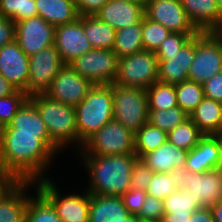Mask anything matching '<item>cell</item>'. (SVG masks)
<instances>
[{
	"label": "cell",
	"mask_w": 222,
	"mask_h": 222,
	"mask_svg": "<svg viewBox=\"0 0 222 222\" xmlns=\"http://www.w3.org/2000/svg\"><path fill=\"white\" fill-rule=\"evenodd\" d=\"M55 155L38 134L0 133V166L19 182L45 179Z\"/></svg>",
	"instance_id": "obj_1"
},
{
	"label": "cell",
	"mask_w": 222,
	"mask_h": 222,
	"mask_svg": "<svg viewBox=\"0 0 222 222\" xmlns=\"http://www.w3.org/2000/svg\"><path fill=\"white\" fill-rule=\"evenodd\" d=\"M89 174L90 194L122 196L130 188L135 153L110 156H80Z\"/></svg>",
	"instance_id": "obj_2"
},
{
	"label": "cell",
	"mask_w": 222,
	"mask_h": 222,
	"mask_svg": "<svg viewBox=\"0 0 222 222\" xmlns=\"http://www.w3.org/2000/svg\"><path fill=\"white\" fill-rule=\"evenodd\" d=\"M46 125L50 140L61 150L68 144L78 145L75 107L36 94L29 97Z\"/></svg>",
	"instance_id": "obj_3"
},
{
	"label": "cell",
	"mask_w": 222,
	"mask_h": 222,
	"mask_svg": "<svg viewBox=\"0 0 222 222\" xmlns=\"http://www.w3.org/2000/svg\"><path fill=\"white\" fill-rule=\"evenodd\" d=\"M78 149L96 131L113 119V96L110 85H93L86 97L75 106Z\"/></svg>",
	"instance_id": "obj_4"
},
{
	"label": "cell",
	"mask_w": 222,
	"mask_h": 222,
	"mask_svg": "<svg viewBox=\"0 0 222 222\" xmlns=\"http://www.w3.org/2000/svg\"><path fill=\"white\" fill-rule=\"evenodd\" d=\"M109 85L112 87L113 119L135 134L148 122L146 90L116 83Z\"/></svg>",
	"instance_id": "obj_5"
},
{
	"label": "cell",
	"mask_w": 222,
	"mask_h": 222,
	"mask_svg": "<svg viewBox=\"0 0 222 222\" xmlns=\"http://www.w3.org/2000/svg\"><path fill=\"white\" fill-rule=\"evenodd\" d=\"M134 141V133L112 119L83 143L79 154L110 156L135 153Z\"/></svg>",
	"instance_id": "obj_6"
},
{
	"label": "cell",
	"mask_w": 222,
	"mask_h": 222,
	"mask_svg": "<svg viewBox=\"0 0 222 222\" xmlns=\"http://www.w3.org/2000/svg\"><path fill=\"white\" fill-rule=\"evenodd\" d=\"M222 71V45L219 33L199 32L194 36V58L188 80L203 84Z\"/></svg>",
	"instance_id": "obj_7"
},
{
	"label": "cell",
	"mask_w": 222,
	"mask_h": 222,
	"mask_svg": "<svg viewBox=\"0 0 222 222\" xmlns=\"http://www.w3.org/2000/svg\"><path fill=\"white\" fill-rule=\"evenodd\" d=\"M158 58L153 51L119 58L117 76L114 83L124 87L147 89L158 80Z\"/></svg>",
	"instance_id": "obj_8"
},
{
	"label": "cell",
	"mask_w": 222,
	"mask_h": 222,
	"mask_svg": "<svg viewBox=\"0 0 222 222\" xmlns=\"http://www.w3.org/2000/svg\"><path fill=\"white\" fill-rule=\"evenodd\" d=\"M37 190L52 204L62 222H89L90 193L62 196L53 180L47 178L37 181Z\"/></svg>",
	"instance_id": "obj_9"
},
{
	"label": "cell",
	"mask_w": 222,
	"mask_h": 222,
	"mask_svg": "<svg viewBox=\"0 0 222 222\" xmlns=\"http://www.w3.org/2000/svg\"><path fill=\"white\" fill-rule=\"evenodd\" d=\"M119 57L107 49H92L72 61L69 66L93 85L114 83Z\"/></svg>",
	"instance_id": "obj_10"
},
{
	"label": "cell",
	"mask_w": 222,
	"mask_h": 222,
	"mask_svg": "<svg viewBox=\"0 0 222 222\" xmlns=\"http://www.w3.org/2000/svg\"><path fill=\"white\" fill-rule=\"evenodd\" d=\"M179 188H186L199 205L209 207L222 200V172L217 169L192 173L186 169L175 171Z\"/></svg>",
	"instance_id": "obj_11"
},
{
	"label": "cell",
	"mask_w": 222,
	"mask_h": 222,
	"mask_svg": "<svg viewBox=\"0 0 222 222\" xmlns=\"http://www.w3.org/2000/svg\"><path fill=\"white\" fill-rule=\"evenodd\" d=\"M56 47L50 46L29 57L27 95L44 94L54 76L64 67Z\"/></svg>",
	"instance_id": "obj_12"
},
{
	"label": "cell",
	"mask_w": 222,
	"mask_h": 222,
	"mask_svg": "<svg viewBox=\"0 0 222 222\" xmlns=\"http://www.w3.org/2000/svg\"><path fill=\"white\" fill-rule=\"evenodd\" d=\"M93 84L74 71L69 65L64 67L54 76L49 88L44 95L75 107L87 95Z\"/></svg>",
	"instance_id": "obj_13"
},
{
	"label": "cell",
	"mask_w": 222,
	"mask_h": 222,
	"mask_svg": "<svg viewBox=\"0 0 222 222\" xmlns=\"http://www.w3.org/2000/svg\"><path fill=\"white\" fill-rule=\"evenodd\" d=\"M145 17L173 33L198 34L180 0H156L144 7Z\"/></svg>",
	"instance_id": "obj_14"
},
{
	"label": "cell",
	"mask_w": 222,
	"mask_h": 222,
	"mask_svg": "<svg viewBox=\"0 0 222 222\" xmlns=\"http://www.w3.org/2000/svg\"><path fill=\"white\" fill-rule=\"evenodd\" d=\"M55 26L35 16L16 23L15 41L21 50L31 56L54 45Z\"/></svg>",
	"instance_id": "obj_15"
},
{
	"label": "cell",
	"mask_w": 222,
	"mask_h": 222,
	"mask_svg": "<svg viewBox=\"0 0 222 222\" xmlns=\"http://www.w3.org/2000/svg\"><path fill=\"white\" fill-rule=\"evenodd\" d=\"M54 46L65 65L93 49L84 34L81 16L74 22L55 27Z\"/></svg>",
	"instance_id": "obj_16"
},
{
	"label": "cell",
	"mask_w": 222,
	"mask_h": 222,
	"mask_svg": "<svg viewBox=\"0 0 222 222\" xmlns=\"http://www.w3.org/2000/svg\"><path fill=\"white\" fill-rule=\"evenodd\" d=\"M0 74L17 90L27 94L29 56L21 50L16 41L5 44L0 49Z\"/></svg>",
	"instance_id": "obj_17"
},
{
	"label": "cell",
	"mask_w": 222,
	"mask_h": 222,
	"mask_svg": "<svg viewBox=\"0 0 222 222\" xmlns=\"http://www.w3.org/2000/svg\"><path fill=\"white\" fill-rule=\"evenodd\" d=\"M0 133H27L38 134L41 139L55 154L60 149L50 140L46 125L41 119L35 105L28 99L18 110L12 121L2 128Z\"/></svg>",
	"instance_id": "obj_18"
},
{
	"label": "cell",
	"mask_w": 222,
	"mask_h": 222,
	"mask_svg": "<svg viewBox=\"0 0 222 222\" xmlns=\"http://www.w3.org/2000/svg\"><path fill=\"white\" fill-rule=\"evenodd\" d=\"M159 62L158 80L167 84H179L188 80V72L194 58V37L174 55H156Z\"/></svg>",
	"instance_id": "obj_19"
},
{
	"label": "cell",
	"mask_w": 222,
	"mask_h": 222,
	"mask_svg": "<svg viewBox=\"0 0 222 222\" xmlns=\"http://www.w3.org/2000/svg\"><path fill=\"white\" fill-rule=\"evenodd\" d=\"M144 16V7L139 2L123 0H108L96 14L99 20L116 31L140 22Z\"/></svg>",
	"instance_id": "obj_20"
},
{
	"label": "cell",
	"mask_w": 222,
	"mask_h": 222,
	"mask_svg": "<svg viewBox=\"0 0 222 222\" xmlns=\"http://www.w3.org/2000/svg\"><path fill=\"white\" fill-rule=\"evenodd\" d=\"M220 159L219 141L216 135H204L199 143L188 151L184 169L192 173H204L217 168Z\"/></svg>",
	"instance_id": "obj_21"
},
{
	"label": "cell",
	"mask_w": 222,
	"mask_h": 222,
	"mask_svg": "<svg viewBox=\"0 0 222 222\" xmlns=\"http://www.w3.org/2000/svg\"><path fill=\"white\" fill-rule=\"evenodd\" d=\"M188 151L166 141L156 150L145 154L141 160L154 173H173L184 169Z\"/></svg>",
	"instance_id": "obj_22"
},
{
	"label": "cell",
	"mask_w": 222,
	"mask_h": 222,
	"mask_svg": "<svg viewBox=\"0 0 222 222\" xmlns=\"http://www.w3.org/2000/svg\"><path fill=\"white\" fill-rule=\"evenodd\" d=\"M130 215L121 196L90 194L89 222H128Z\"/></svg>",
	"instance_id": "obj_23"
},
{
	"label": "cell",
	"mask_w": 222,
	"mask_h": 222,
	"mask_svg": "<svg viewBox=\"0 0 222 222\" xmlns=\"http://www.w3.org/2000/svg\"><path fill=\"white\" fill-rule=\"evenodd\" d=\"M35 182H19L0 200V222H25L30 196L26 190ZM28 194V195H27Z\"/></svg>",
	"instance_id": "obj_24"
},
{
	"label": "cell",
	"mask_w": 222,
	"mask_h": 222,
	"mask_svg": "<svg viewBox=\"0 0 222 222\" xmlns=\"http://www.w3.org/2000/svg\"><path fill=\"white\" fill-rule=\"evenodd\" d=\"M188 18L200 32L211 31L218 23L221 7L215 0H180Z\"/></svg>",
	"instance_id": "obj_25"
},
{
	"label": "cell",
	"mask_w": 222,
	"mask_h": 222,
	"mask_svg": "<svg viewBox=\"0 0 222 222\" xmlns=\"http://www.w3.org/2000/svg\"><path fill=\"white\" fill-rule=\"evenodd\" d=\"M38 16L58 26L76 21L79 13L75 0H35Z\"/></svg>",
	"instance_id": "obj_26"
},
{
	"label": "cell",
	"mask_w": 222,
	"mask_h": 222,
	"mask_svg": "<svg viewBox=\"0 0 222 222\" xmlns=\"http://www.w3.org/2000/svg\"><path fill=\"white\" fill-rule=\"evenodd\" d=\"M189 118L204 135H216L222 131V102L205 97Z\"/></svg>",
	"instance_id": "obj_27"
},
{
	"label": "cell",
	"mask_w": 222,
	"mask_h": 222,
	"mask_svg": "<svg viewBox=\"0 0 222 222\" xmlns=\"http://www.w3.org/2000/svg\"><path fill=\"white\" fill-rule=\"evenodd\" d=\"M84 34L93 49L112 50L116 30L96 16H81Z\"/></svg>",
	"instance_id": "obj_28"
},
{
	"label": "cell",
	"mask_w": 222,
	"mask_h": 222,
	"mask_svg": "<svg viewBox=\"0 0 222 222\" xmlns=\"http://www.w3.org/2000/svg\"><path fill=\"white\" fill-rule=\"evenodd\" d=\"M142 50H144L142 41V20L116 31L115 44L112 51L119 58L138 53Z\"/></svg>",
	"instance_id": "obj_29"
},
{
	"label": "cell",
	"mask_w": 222,
	"mask_h": 222,
	"mask_svg": "<svg viewBox=\"0 0 222 222\" xmlns=\"http://www.w3.org/2000/svg\"><path fill=\"white\" fill-rule=\"evenodd\" d=\"M134 139L135 155L141 159L145 154L156 150L165 143L168 140V134L147 122L134 134Z\"/></svg>",
	"instance_id": "obj_30"
},
{
	"label": "cell",
	"mask_w": 222,
	"mask_h": 222,
	"mask_svg": "<svg viewBox=\"0 0 222 222\" xmlns=\"http://www.w3.org/2000/svg\"><path fill=\"white\" fill-rule=\"evenodd\" d=\"M148 109L168 110L178 106L175 85L157 81L146 89Z\"/></svg>",
	"instance_id": "obj_31"
},
{
	"label": "cell",
	"mask_w": 222,
	"mask_h": 222,
	"mask_svg": "<svg viewBox=\"0 0 222 222\" xmlns=\"http://www.w3.org/2000/svg\"><path fill=\"white\" fill-rule=\"evenodd\" d=\"M167 134L168 142L187 151L194 148L199 143V140L204 136V134L190 118L177 125Z\"/></svg>",
	"instance_id": "obj_32"
},
{
	"label": "cell",
	"mask_w": 222,
	"mask_h": 222,
	"mask_svg": "<svg viewBox=\"0 0 222 222\" xmlns=\"http://www.w3.org/2000/svg\"><path fill=\"white\" fill-rule=\"evenodd\" d=\"M36 189V196L29 199L25 222H62L52 204Z\"/></svg>",
	"instance_id": "obj_33"
},
{
	"label": "cell",
	"mask_w": 222,
	"mask_h": 222,
	"mask_svg": "<svg viewBox=\"0 0 222 222\" xmlns=\"http://www.w3.org/2000/svg\"><path fill=\"white\" fill-rule=\"evenodd\" d=\"M178 106L189 116L205 98L203 86L195 81L186 80L175 84Z\"/></svg>",
	"instance_id": "obj_34"
},
{
	"label": "cell",
	"mask_w": 222,
	"mask_h": 222,
	"mask_svg": "<svg viewBox=\"0 0 222 222\" xmlns=\"http://www.w3.org/2000/svg\"><path fill=\"white\" fill-rule=\"evenodd\" d=\"M164 213L191 214L202 207L186 188H178L163 200Z\"/></svg>",
	"instance_id": "obj_35"
},
{
	"label": "cell",
	"mask_w": 222,
	"mask_h": 222,
	"mask_svg": "<svg viewBox=\"0 0 222 222\" xmlns=\"http://www.w3.org/2000/svg\"><path fill=\"white\" fill-rule=\"evenodd\" d=\"M188 118L189 115L176 106L168 110L149 109L148 122L168 133Z\"/></svg>",
	"instance_id": "obj_36"
},
{
	"label": "cell",
	"mask_w": 222,
	"mask_h": 222,
	"mask_svg": "<svg viewBox=\"0 0 222 222\" xmlns=\"http://www.w3.org/2000/svg\"><path fill=\"white\" fill-rule=\"evenodd\" d=\"M0 13L15 23L38 16L35 0H0Z\"/></svg>",
	"instance_id": "obj_37"
},
{
	"label": "cell",
	"mask_w": 222,
	"mask_h": 222,
	"mask_svg": "<svg viewBox=\"0 0 222 222\" xmlns=\"http://www.w3.org/2000/svg\"><path fill=\"white\" fill-rule=\"evenodd\" d=\"M179 188L176 173H154L146 193L149 196L164 200Z\"/></svg>",
	"instance_id": "obj_38"
},
{
	"label": "cell",
	"mask_w": 222,
	"mask_h": 222,
	"mask_svg": "<svg viewBox=\"0 0 222 222\" xmlns=\"http://www.w3.org/2000/svg\"><path fill=\"white\" fill-rule=\"evenodd\" d=\"M171 33L160 23L151 21L145 16L142 19V41L144 50L155 52L160 44Z\"/></svg>",
	"instance_id": "obj_39"
},
{
	"label": "cell",
	"mask_w": 222,
	"mask_h": 222,
	"mask_svg": "<svg viewBox=\"0 0 222 222\" xmlns=\"http://www.w3.org/2000/svg\"><path fill=\"white\" fill-rule=\"evenodd\" d=\"M29 96L21 90L12 95L0 97V128L7 126Z\"/></svg>",
	"instance_id": "obj_40"
},
{
	"label": "cell",
	"mask_w": 222,
	"mask_h": 222,
	"mask_svg": "<svg viewBox=\"0 0 222 222\" xmlns=\"http://www.w3.org/2000/svg\"><path fill=\"white\" fill-rule=\"evenodd\" d=\"M164 214L163 200L147 195L142 209L136 217L141 222H161Z\"/></svg>",
	"instance_id": "obj_41"
},
{
	"label": "cell",
	"mask_w": 222,
	"mask_h": 222,
	"mask_svg": "<svg viewBox=\"0 0 222 222\" xmlns=\"http://www.w3.org/2000/svg\"><path fill=\"white\" fill-rule=\"evenodd\" d=\"M197 34H182L171 32L167 38L160 44L155 51L156 55H174L178 53L181 48Z\"/></svg>",
	"instance_id": "obj_42"
},
{
	"label": "cell",
	"mask_w": 222,
	"mask_h": 222,
	"mask_svg": "<svg viewBox=\"0 0 222 222\" xmlns=\"http://www.w3.org/2000/svg\"><path fill=\"white\" fill-rule=\"evenodd\" d=\"M154 172L141 159H137L132 167L131 189H140L146 191L151 182Z\"/></svg>",
	"instance_id": "obj_43"
},
{
	"label": "cell",
	"mask_w": 222,
	"mask_h": 222,
	"mask_svg": "<svg viewBox=\"0 0 222 222\" xmlns=\"http://www.w3.org/2000/svg\"><path fill=\"white\" fill-rule=\"evenodd\" d=\"M147 193L140 189H129L121 196L125 207L131 215L137 216L144 204Z\"/></svg>",
	"instance_id": "obj_44"
},
{
	"label": "cell",
	"mask_w": 222,
	"mask_h": 222,
	"mask_svg": "<svg viewBox=\"0 0 222 222\" xmlns=\"http://www.w3.org/2000/svg\"><path fill=\"white\" fill-rule=\"evenodd\" d=\"M202 86L206 98L222 102V71L210 77Z\"/></svg>",
	"instance_id": "obj_45"
},
{
	"label": "cell",
	"mask_w": 222,
	"mask_h": 222,
	"mask_svg": "<svg viewBox=\"0 0 222 222\" xmlns=\"http://www.w3.org/2000/svg\"><path fill=\"white\" fill-rule=\"evenodd\" d=\"M16 23L10 18H5L0 13V49L15 41Z\"/></svg>",
	"instance_id": "obj_46"
},
{
	"label": "cell",
	"mask_w": 222,
	"mask_h": 222,
	"mask_svg": "<svg viewBox=\"0 0 222 222\" xmlns=\"http://www.w3.org/2000/svg\"><path fill=\"white\" fill-rule=\"evenodd\" d=\"M108 0H75L80 16H96Z\"/></svg>",
	"instance_id": "obj_47"
},
{
	"label": "cell",
	"mask_w": 222,
	"mask_h": 222,
	"mask_svg": "<svg viewBox=\"0 0 222 222\" xmlns=\"http://www.w3.org/2000/svg\"><path fill=\"white\" fill-rule=\"evenodd\" d=\"M19 181L9 172L0 166V200L8 194Z\"/></svg>",
	"instance_id": "obj_48"
},
{
	"label": "cell",
	"mask_w": 222,
	"mask_h": 222,
	"mask_svg": "<svg viewBox=\"0 0 222 222\" xmlns=\"http://www.w3.org/2000/svg\"><path fill=\"white\" fill-rule=\"evenodd\" d=\"M190 222H214L211 210L209 207L197 209L192 212L189 217Z\"/></svg>",
	"instance_id": "obj_49"
},
{
	"label": "cell",
	"mask_w": 222,
	"mask_h": 222,
	"mask_svg": "<svg viewBox=\"0 0 222 222\" xmlns=\"http://www.w3.org/2000/svg\"><path fill=\"white\" fill-rule=\"evenodd\" d=\"M17 89L0 74V97H5L15 93Z\"/></svg>",
	"instance_id": "obj_50"
},
{
	"label": "cell",
	"mask_w": 222,
	"mask_h": 222,
	"mask_svg": "<svg viewBox=\"0 0 222 222\" xmlns=\"http://www.w3.org/2000/svg\"><path fill=\"white\" fill-rule=\"evenodd\" d=\"M191 214H171L165 213L161 222H190L189 217Z\"/></svg>",
	"instance_id": "obj_51"
},
{
	"label": "cell",
	"mask_w": 222,
	"mask_h": 222,
	"mask_svg": "<svg viewBox=\"0 0 222 222\" xmlns=\"http://www.w3.org/2000/svg\"><path fill=\"white\" fill-rule=\"evenodd\" d=\"M214 222H222V200L209 206Z\"/></svg>",
	"instance_id": "obj_52"
},
{
	"label": "cell",
	"mask_w": 222,
	"mask_h": 222,
	"mask_svg": "<svg viewBox=\"0 0 222 222\" xmlns=\"http://www.w3.org/2000/svg\"><path fill=\"white\" fill-rule=\"evenodd\" d=\"M218 141H219V148H220V159H219V163L217 165V170L222 172V131L218 134H216Z\"/></svg>",
	"instance_id": "obj_53"
},
{
	"label": "cell",
	"mask_w": 222,
	"mask_h": 222,
	"mask_svg": "<svg viewBox=\"0 0 222 222\" xmlns=\"http://www.w3.org/2000/svg\"><path fill=\"white\" fill-rule=\"evenodd\" d=\"M212 33H221L222 32V6H221V14L217 25L210 31Z\"/></svg>",
	"instance_id": "obj_54"
},
{
	"label": "cell",
	"mask_w": 222,
	"mask_h": 222,
	"mask_svg": "<svg viewBox=\"0 0 222 222\" xmlns=\"http://www.w3.org/2000/svg\"><path fill=\"white\" fill-rule=\"evenodd\" d=\"M156 0H138V2L143 6L146 7L148 4L154 2Z\"/></svg>",
	"instance_id": "obj_55"
},
{
	"label": "cell",
	"mask_w": 222,
	"mask_h": 222,
	"mask_svg": "<svg viewBox=\"0 0 222 222\" xmlns=\"http://www.w3.org/2000/svg\"><path fill=\"white\" fill-rule=\"evenodd\" d=\"M128 222H141L135 215H130L128 217Z\"/></svg>",
	"instance_id": "obj_56"
},
{
	"label": "cell",
	"mask_w": 222,
	"mask_h": 222,
	"mask_svg": "<svg viewBox=\"0 0 222 222\" xmlns=\"http://www.w3.org/2000/svg\"><path fill=\"white\" fill-rule=\"evenodd\" d=\"M215 2H216L217 4H219L220 7L222 6V0H215Z\"/></svg>",
	"instance_id": "obj_57"
},
{
	"label": "cell",
	"mask_w": 222,
	"mask_h": 222,
	"mask_svg": "<svg viewBox=\"0 0 222 222\" xmlns=\"http://www.w3.org/2000/svg\"><path fill=\"white\" fill-rule=\"evenodd\" d=\"M219 41H220V43L222 45V35L220 33H219Z\"/></svg>",
	"instance_id": "obj_58"
},
{
	"label": "cell",
	"mask_w": 222,
	"mask_h": 222,
	"mask_svg": "<svg viewBox=\"0 0 222 222\" xmlns=\"http://www.w3.org/2000/svg\"><path fill=\"white\" fill-rule=\"evenodd\" d=\"M123 1H128V2H138V0H123Z\"/></svg>",
	"instance_id": "obj_59"
}]
</instances>
